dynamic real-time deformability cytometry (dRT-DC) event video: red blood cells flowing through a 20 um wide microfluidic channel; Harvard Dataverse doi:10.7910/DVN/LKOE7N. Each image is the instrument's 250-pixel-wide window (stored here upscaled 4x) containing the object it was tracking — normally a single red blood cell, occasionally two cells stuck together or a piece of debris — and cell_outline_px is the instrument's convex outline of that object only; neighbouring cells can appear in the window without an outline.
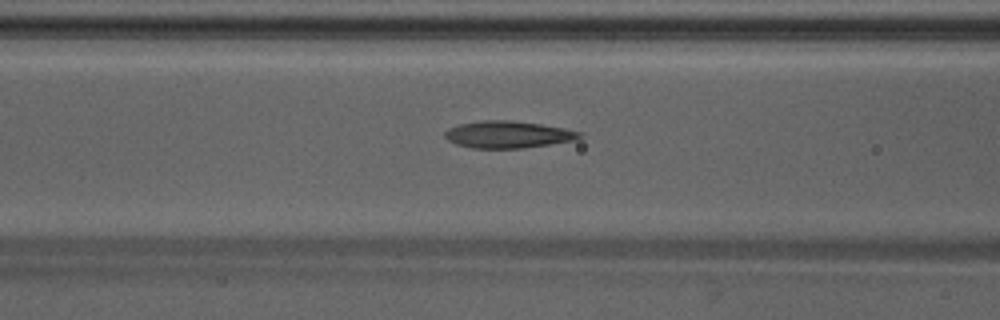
{"species": "Egyptian fruit bat (a non-hibernating species)", "species_latin": "Rousettus aegyptiacus", "temperature_condition": "warm", "stored_images_in_passage": 22, "camera_frame_rate_fps": 3000, "um_per_image_px": 0.085, "animal": {"sex": "male"}, "frame": {"image": 1, "passage_image": 10, "time_ms": 3.0, "image_size_px": [1000, 320], "cell_outline_px": [[584, 136], [576, 140], [524, 148], [472, 148], [456, 144], [448, 140], [444, 136], [444, 132], [448, 128], [460, 124], [480, 120], [508, 120], [540, 124], [564, 128], [584, 132]], "centroid_in_image_um": [43.2, 11.43], "position_along_channel_um": 123.4, "area_um2": 21.33}}
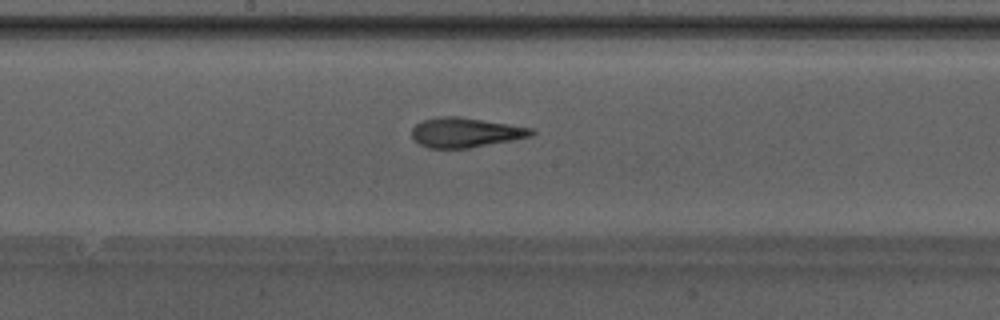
{"frame": {"image": 2, "passage_image": 16, "time_ms": 5.0, "image_size_px": [1000, 320], "cell_outline_px": [[536, 132], [532, 136], [512, 140], [468, 148], [428, 148], [412, 140], [412, 128], [416, 124], [424, 120], [444, 116], [460, 116], [532, 128]], "centroid_in_image_um": [39.55, 11.26], "position_along_channel_um": 208.7, "area_um2": 20.63}}
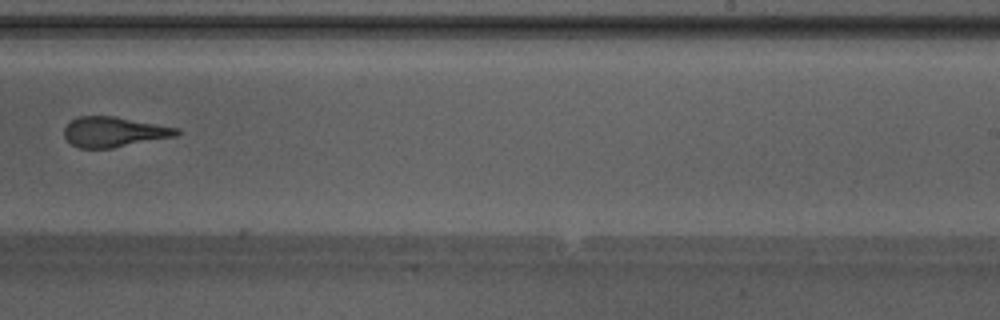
{"frame": {"image": 3, "passage_image": 21, "time_ms": 6.667, "image_size_px": [1000, 320], "cell_outline_px": [[180, 132], [176, 136], [112, 148], [80, 148], [72, 144], [64, 136], [64, 128], [72, 120], [80, 116], [116, 116], [180, 128]], "centroid_in_image_um": [9.71, 11.2], "position_along_channel_um": 279.3, "area_um2": 19.71}}